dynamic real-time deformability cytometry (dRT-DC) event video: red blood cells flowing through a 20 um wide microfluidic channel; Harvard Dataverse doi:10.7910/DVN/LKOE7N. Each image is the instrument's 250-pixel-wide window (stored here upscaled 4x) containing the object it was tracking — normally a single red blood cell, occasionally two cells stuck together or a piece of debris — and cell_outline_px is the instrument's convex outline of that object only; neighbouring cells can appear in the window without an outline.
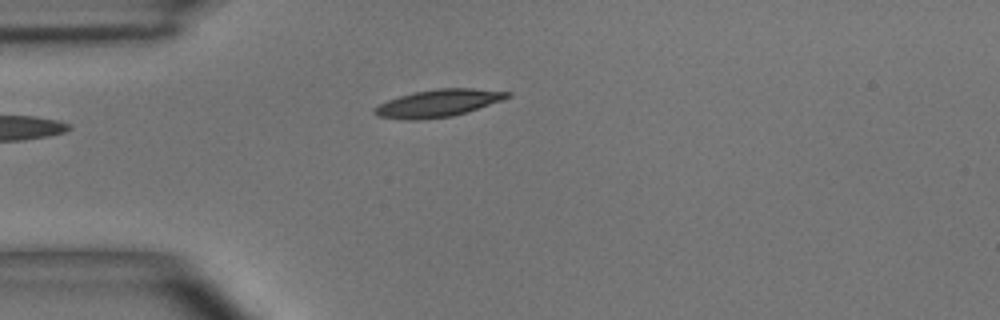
{"species": "common noctule bat (a hibernating species)", "species_latin": "Nyctalus noctula", "temperature_condition": "room temperature", "stored_images_in_passage": 4, "camera_frame_rate_fps": 3000, "um_per_image_px": 0.085, "animal": {"sex": "male", "body_mass_g": 15.6}, "frame": {"image": 1, "passage_image": 4, "time_ms": 3.333, "image_size_px": [1000, 320], "cell_outline_px": [[512, 96], [452, 116], [420, 120], [404, 120], [376, 116], [372, 112], [372, 108], [388, 100], [400, 96], [416, 92], [436, 88], [472, 88], [512, 92]], "centroid_in_image_um": [37.18, 8.77], "position_along_channel_um": 47.8, "area_um2": 20.98}}